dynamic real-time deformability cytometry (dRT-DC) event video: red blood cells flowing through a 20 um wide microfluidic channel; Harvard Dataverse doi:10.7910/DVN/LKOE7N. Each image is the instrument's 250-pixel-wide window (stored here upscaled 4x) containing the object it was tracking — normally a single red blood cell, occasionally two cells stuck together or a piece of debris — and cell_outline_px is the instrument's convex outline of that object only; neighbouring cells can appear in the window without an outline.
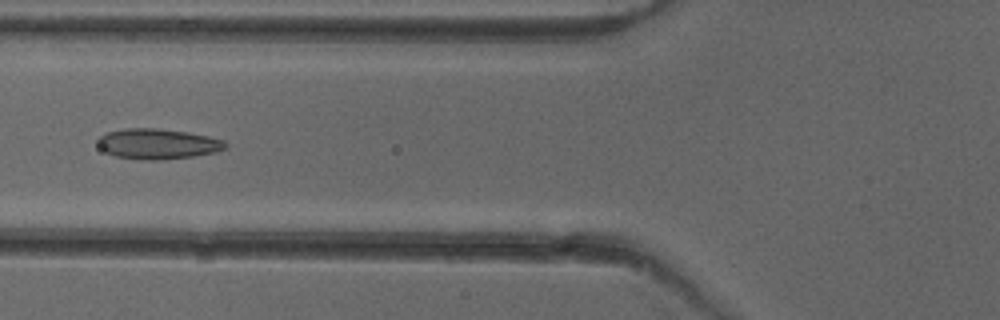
{"species": "common noctule bat (a hibernating species)", "species_latin": "Nyctalus noctula", "temperature_condition": "cold", "stored_images_in_passage": 51, "camera_frame_rate_fps": 3000, "um_per_image_px": 0.085, "animal": {"sex": "female"}, "frame": {"image": 1, "passage_image": 20, "time_ms": 6.333, "image_size_px": [1000, 320], "cell_outline_px": [[228, 144], [224, 148], [216, 152], [192, 156], [160, 160], [144, 160], [116, 156], [100, 148], [96, 140], [100, 136], [108, 132], [124, 128], [156, 128], [188, 132], [208, 136], [224, 140]], "centroid_in_image_um": [13.41, 12.22], "position_along_channel_um": 112.4, "area_um2": 22.48}}
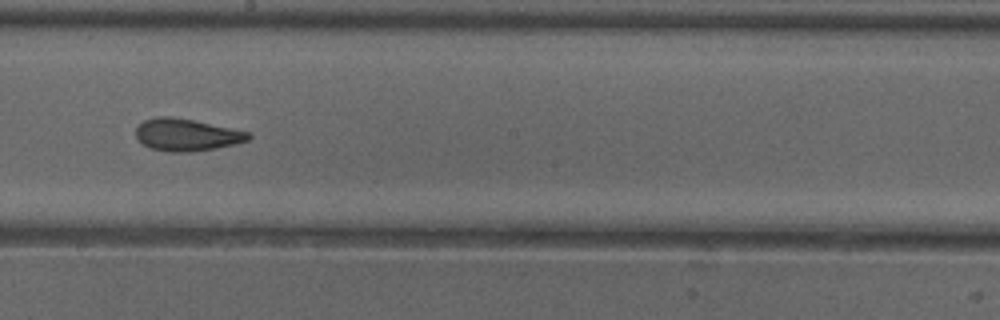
{"frame": {"image": 2, "passage_image": 29, "time_ms": 9.333, "image_size_px": [1000, 320], "cell_outline_px": [[252, 136], [248, 140], [236, 144], [216, 148], [188, 152], [168, 152], [148, 148], [136, 136], [136, 128], [144, 120], [160, 116], [172, 116], [252, 132]], "centroid_in_image_um": [15.89, 11.46], "position_along_channel_um": 232.3, "area_um2": 21.15}}
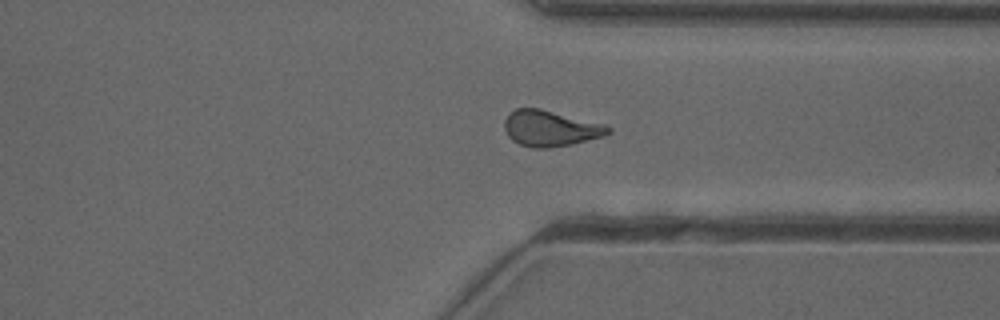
{"frame": {"image": 3, "passage_image": 39, "time_ms": 12.667, "image_size_px": [1000, 320], "cell_outline_px": [[612, 132], [604, 136], [572, 144], [548, 148], [532, 148], [520, 144], [512, 140], [508, 136], [504, 128], [504, 120], [516, 108], [540, 108], [608, 124], [612, 128]], "centroid_in_image_um": [46.84, 10.91], "position_along_channel_um": 364.6, "area_um2": 21.96}, "authors_computed_cell_mechanics": {"area_um2": 21.1548, "velocity_mm_per_s": 3.9697, "shape_relaxation_time_tau1_ms": null, "shape_relaxation_time_tau2_ms": 2.0971, "deformation_change_tau1": null, "deformation_change_tau2": 0.0888}}